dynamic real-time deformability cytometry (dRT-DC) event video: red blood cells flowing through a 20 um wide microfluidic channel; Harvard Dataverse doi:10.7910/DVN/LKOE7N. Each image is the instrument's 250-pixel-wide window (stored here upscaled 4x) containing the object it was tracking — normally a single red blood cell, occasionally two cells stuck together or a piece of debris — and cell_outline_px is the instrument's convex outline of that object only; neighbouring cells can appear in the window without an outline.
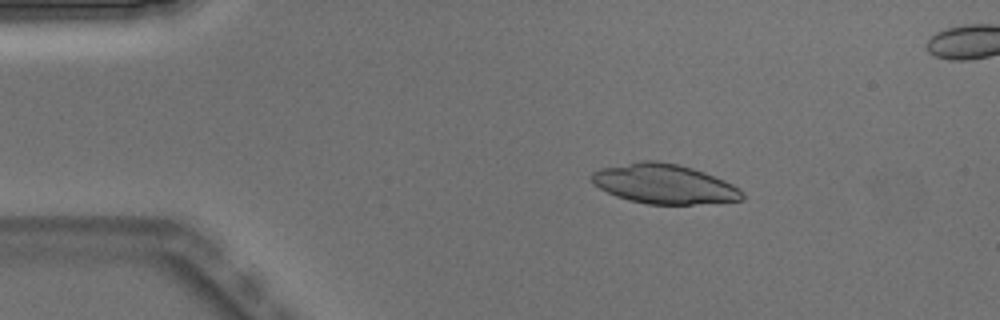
{"species": "Egyptian fruit bat (a non-hibernating species)", "species_latin": "Rousettus aegyptiacus", "temperature_condition": "warm", "stored_images_in_passage": 5, "camera_frame_rate_fps": 3000, "um_per_image_px": 0.085, "animal": {"sex": "male"}, "frame": {"image": 1, "passage_image": 3, "time_ms": 0.667, "image_size_px": [1000, 320], "cell_outline_px": [[744, 200], [692, 204], [648, 204], [628, 200], [616, 196], [600, 188], [592, 180], [592, 172], [600, 168], [640, 160], [656, 160], [680, 164], [704, 172], [724, 180], [740, 188], [744, 192]], "centroid_in_image_um": [56.47, 15.62], "position_along_channel_um": 28.5, "area_um2": 34.8}}